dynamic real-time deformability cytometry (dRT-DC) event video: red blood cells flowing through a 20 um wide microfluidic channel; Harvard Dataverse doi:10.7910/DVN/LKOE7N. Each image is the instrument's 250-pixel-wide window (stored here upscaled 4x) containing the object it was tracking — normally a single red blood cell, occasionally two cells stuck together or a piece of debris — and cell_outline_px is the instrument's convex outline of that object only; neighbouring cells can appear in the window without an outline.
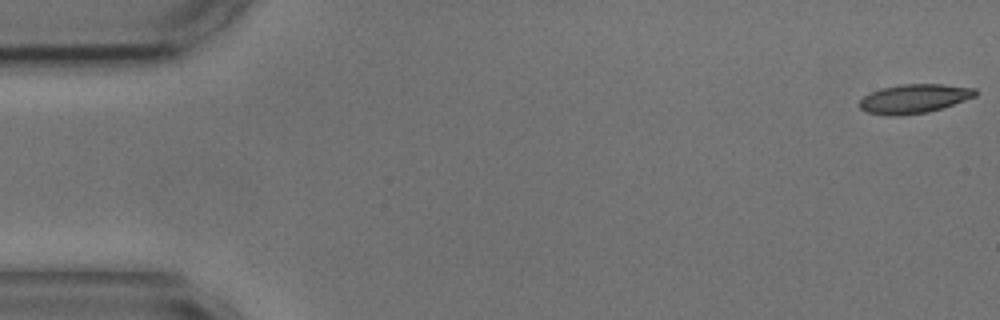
{"species": "common noctule bat (a hibernating species)", "species_latin": "Nyctalus noctula", "temperature_condition": "cold", "stored_images_in_passage": 55, "camera_frame_rate_fps": 3000, "um_per_image_px": 0.085, "animal": {"sex": "male", "body_mass_g": 17.9, "forearm_length_mm": 54.2}, "frame": {"image": 1, "passage_image": 1, "time_ms": 0.0, "image_size_px": [1000, 320], "cell_outline_px": [[976, 96], [928, 112], [900, 116], [888, 116], [868, 112], [860, 108], [860, 100], [864, 96], [880, 88], [900, 84], [940, 84], [976, 88]], "centroid_in_image_um": [77.68, 8.39], "position_along_channel_um": 7.3, "area_um2": 19.48}}
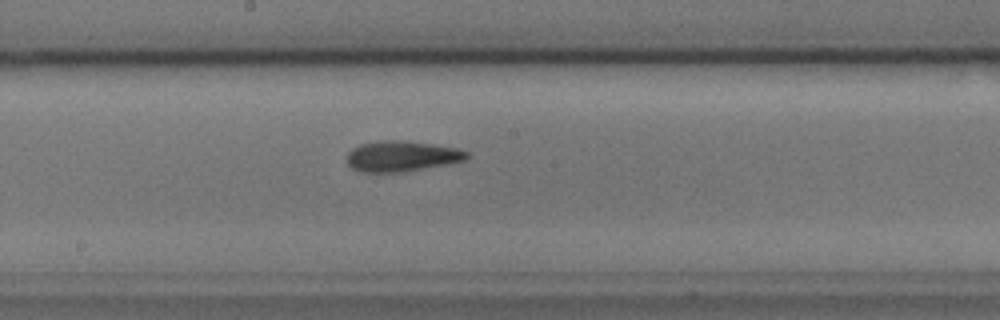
{"frame": {"image": 2, "passage_image": 29, "time_ms": 9.333, "image_size_px": [1000, 320], "cell_outline_px": [[468, 156], [464, 160], [448, 164], [400, 172], [360, 172], [352, 168], [348, 164], [348, 152], [352, 148], [360, 144], [384, 140], [392, 140], [432, 144], [456, 148], [468, 152]], "centroid_in_image_um": [34.11, 13.28], "position_along_channel_um": 214.1, "area_um2": 21.04}}
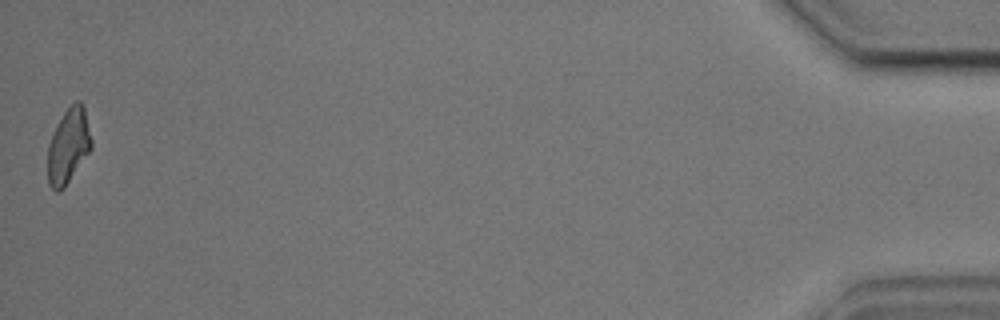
{"frame": {"image": 3, "passage_image": 55, "time_ms": 18.0, "image_size_px": [1000, 320], "cell_outline_px": [[92, 148], [64, 188], [60, 192], [56, 192], [48, 184], [48, 144], [64, 112], [76, 100], [80, 100], [84, 108], [92, 140]], "centroid_in_image_um": [5.82, 12.44], "position_along_channel_um": 429.4, "area_um2": 18.84}, "authors_computed_cell_mechanics": {"area_um2": 20.0566, "velocity_mm_per_s": 3.59, "shape_relaxation_time_tau1_ms": 9.2084, "shape_relaxation_time_tau2_ms": 2.8543, "deformation_change_tau1": 0.1627, "deformation_change_tau2": 0.0908}}